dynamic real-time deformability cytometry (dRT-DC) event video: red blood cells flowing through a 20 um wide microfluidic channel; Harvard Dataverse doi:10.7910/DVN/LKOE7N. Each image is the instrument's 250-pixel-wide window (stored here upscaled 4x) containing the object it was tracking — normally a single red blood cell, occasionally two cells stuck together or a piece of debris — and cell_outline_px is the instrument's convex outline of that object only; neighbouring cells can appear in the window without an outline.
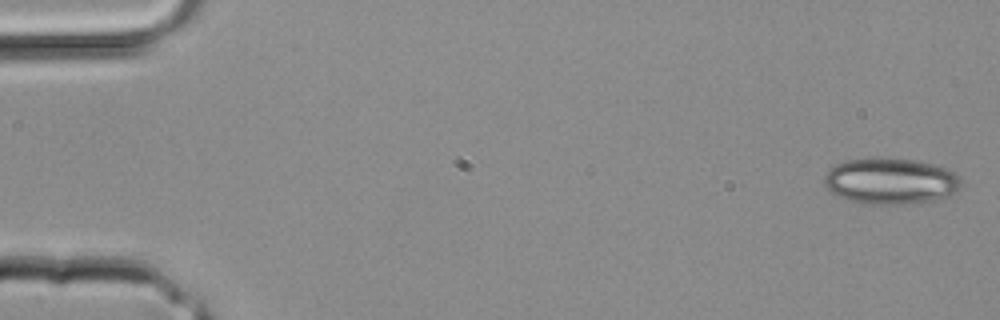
{"species": "common noctule bat (a hibernating species)", "species_latin": "Nyctalus noctula", "temperature_condition": "room temperature", "stored_images_in_passage": 20, "camera_frame_rate_fps": 3000, "um_per_image_px": 0.085, "animal": {"sex": "male", "body_mass_g": 20.4}, "frame": {"image": 1, "passage_image": 1, "time_ms": 0.0, "image_size_px": [1000, 320], "cell_outline_px": [[960, 188], [956, 192], [948, 196], [932, 200], [904, 204], [872, 204], [848, 200], [832, 192], [824, 184], [824, 176], [836, 164], [844, 160], [916, 160], [948, 168], [960, 176]], "centroid_in_image_um": [75.74, 15.42], "position_along_channel_um": 9.3, "area_um2": 36.01}}